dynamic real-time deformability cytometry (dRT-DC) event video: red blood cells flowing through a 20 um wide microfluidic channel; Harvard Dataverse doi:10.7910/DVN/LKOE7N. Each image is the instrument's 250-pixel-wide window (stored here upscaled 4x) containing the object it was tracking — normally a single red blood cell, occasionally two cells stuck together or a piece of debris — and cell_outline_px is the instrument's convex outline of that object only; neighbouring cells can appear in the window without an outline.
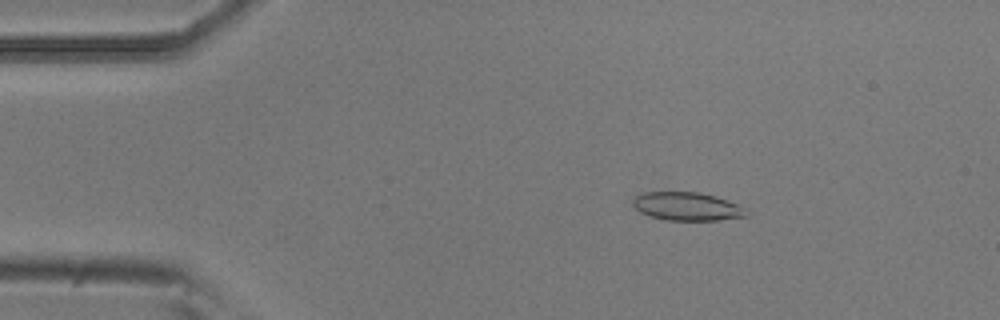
{"species": "common noctule bat (a hibernating species)", "species_latin": "Nyctalus noctula", "temperature_condition": "room temperature", "stored_images_in_passage": 54, "camera_frame_rate_fps": 3000, "um_per_image_px": 0.085, "animal": {"sex": "male", "body_mass_g": 20.5, "forearm_length_mm": 52.5}, "frame": {"image": 1, "passage_image": 9, "time_ms": 2.667, "image_size_px": [1000, 320], "cell_outline_px": [[748, 216], [720, 220], [664, 220], [640, 212], [632, 204], [632, 200], [636, 196], [644, 192], [700, 192], [716, 196], [728, 200], [736, 204]], "centroid_in_image_um": [58.35, 17.54], "position_along_channel_um": 26.7, "area_um2": 18.5}}
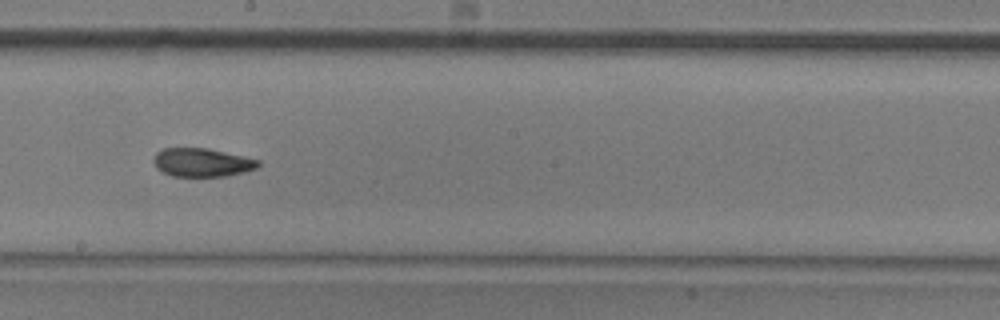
{"frame": {"image": 2, "passage_image": 30, "time_ms": 9.667, "image_size_px": [1000, 320], "cell_outline_px": [[260, 164], [256, 168], [244, 172], [228, 176], [172, 176], [156, 168], [152, 160], [156, 152], [164, 148], [208, 148], [244, 156], [260, 160]], "centroid_in_image_um": [17.17, 13.8], "position_along_channel_um": 231.0, "area_um2": 17.46}}
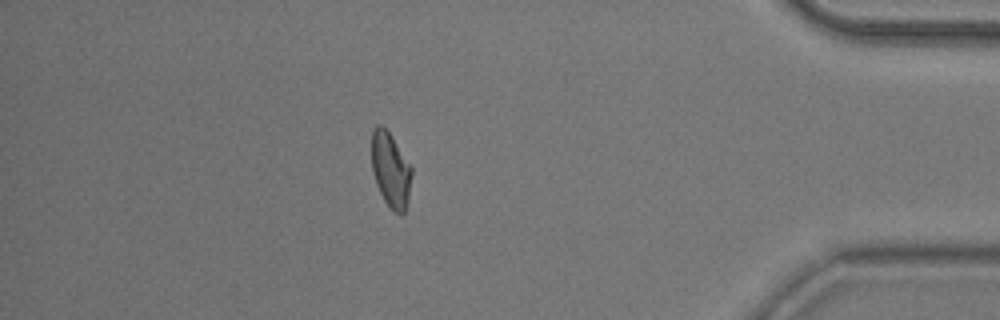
{"frame": {"image": 3, "passage_image": 47, "time_ms": 15.333, "image_size_px": [1000, 320], "cell_outline_px": [[412, 176], [408, 200], [404, 212], [400, 216], [392, 212], [384, 200], [376, 184], [372, 172], [372, 128], [376, 124], [380, 124], [388, 132], [412, 168]], "centroid_in_image_um": [33.19, 14.49], "position_along_channel_um": 402.0, "area_um2": 17.46}, "authors_computed_cell_mechanics": {"area_um2": 18.2648, "velocity_mm_per_s": 3.7632, "shape_relaxation_time_tau1_ms": 6.2835, "shape_relaxation_time_tau2_ms": 2.2461, "deformation_change_tau1": 0.161, "deformation_change_tau2": 0.0741}}